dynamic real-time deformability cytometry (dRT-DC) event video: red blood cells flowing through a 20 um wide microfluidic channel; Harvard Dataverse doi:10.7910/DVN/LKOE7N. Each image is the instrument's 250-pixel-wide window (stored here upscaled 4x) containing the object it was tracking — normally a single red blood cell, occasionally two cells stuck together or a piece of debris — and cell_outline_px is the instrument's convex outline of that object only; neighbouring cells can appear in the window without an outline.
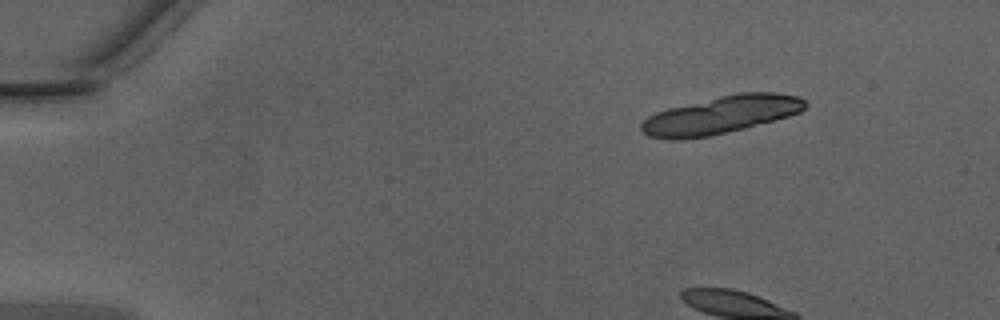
{"species": "Egyptian fruit bat (a non-hibernating species)", "species_latin": "Rousettus aegyptiacus", "temperature_condition": "warm", "stored_images_in_passage": 6, "camera_frame_rate_fps": 3000, "um_per_image_px": 0.085, "animal": {"sex": "male"}, "frame": {"image": 1, "passage_image": 1, "time_ms": 0.0, "image_size_px": [1000, 320], "cell_outline_px": [[808, 104], [800, 112], [788, 116], [744, 128], [708, 136], [680, 140], [668, 140], [648, 136], [640, 128], [640, 124], [648, 116], [656, 112], [668, 108], [736, 92], [776, 92], [800, 96]], "centroid_in_image_um": [61.27, 9.76], "position_along_channel_um": 23.7, "area_um2": 36.01}}